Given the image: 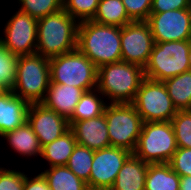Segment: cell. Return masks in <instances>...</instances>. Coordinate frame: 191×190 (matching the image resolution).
I'll use <instances>...</instances> for the list:
<instances>
[{
  "instance_id": "1",
  "label": "cell",
  "mask_w": 191,
  "mask_h": 190,
  "mask_svg": "<svg viewBox=\"0 0 191 190\" xmlns=\"http://www.w3.org/2000/svg\"><path fill=\"white\" fill-rule=\"evenodd\" d=\"M120 37L121 27L83 21L78 24L77 49L99 68L122 61Z\"/></svg>"
},
{
  "instance_id": "2",
  "label": "cell",
  "mask_w": 191,
  "mask_h": 190,
  "mask_svg": "<svg viewBox=\"0 0 191 190\" xmlns=\"http://www.w3.org/2000/svg\"><path fill=\"white\" fill-rule=\"evenodd\" d=\"M78 24L64 9L38 19L36 53L52 58L77 49Z\"/></svg>"
},
{
  "instance_id": "3",
  "label": "cell",
  "mask_w": 191,
  "mask_h": 190,
  "mask_svg": "<svg viewBox=\"0 0 191 190\" xmlns=\"http://www.w3.org/2000/svg\"><path fill=\"white\" fill-rule=\"evenodd\" d=\"M144 78V68L119 61L97 69L96 88L108 103H132Z\"/></svg>"
},
{
  "instance_id": "4",
  "label": "cell",
  "mask_w": 191,
  "mask_h": 190,
  "mask_svg": "<svg viewBox=\"0 0 191 190\" xmlns=\"http://www.w3.org/2000/svg\"><path fill=\"white\" fill-rule=\"evenodd\" d=\"M50 84L49 58L34 53L18 56L12 92L29 104L41 103Z\"/></svg>"
},
{
  "instance_id": "5",
  "label": "cell",
  "mask_w": 191,
  "mask_h": 190,
  "mask_svg": "<svg viewBox=\"0 0 191 190\" xmlns=\"http://www.w3.org/2000/svg\"><path fill=\"white\" fill-rule=\"evenodd\" d=\"M50 83L71 85L84 92L97 86V67L78 49L49 58Z\"/></svg>"
},
{
  "instance_id": "6",
  "label": "cell",
  "mask_w": 191,
  "mask_h": 190,
  "mask_svg": "<svg viewBox=\"0 0 191 190\" xmlns=\"http://www.w3.org/2000/svg\"><path fill=\"white\" fill-rule=\"evenodd\" d=\"M177 150L170 121L143 122L133 155L148 164L169 163Z\"/></svg>"
},
{
  "instance_id": "7",
  "label": "cell",
  "mask_w": 191,
  "mask_h": 190,
  "mask_svg": "<svg viewBox=\"0 0 191 190\" xmlns=\"http://www.w3.org/2000/svg\"><path fill=\"white\" fill-rule=\"evenodd\" d=\"M190 40L155 43L144 67V76L162 81L190 70Z\"/></svg>"
},
{
  "instance_id": "8",
  "label": "cell",
  "mask_w": 191,
  "mask_h": 190,
  "mask_svg": "<svg viewBox=\"0 0 191 190\" xmlns=\"http://www.w3.org/2000/svg\"><path fill=\"white\" fill-rule=\"evenodd\" d=\"M110 146L133 153L143 120L132 103H108L105 111Z\"/></svg>"
},
{
  "instance_id": "9",
  "label": "cell",
  "mask_w": 191,
  "mask_h": 190,
  "mask_svg": "<svg viewBox=\"0 0 191 190\" xmlns=\"http://www.w3.org/2000/svg\"><path fill=\"white\" fill-rule=\"evenodd\" d=\"M143 122L171 121L177 109L164 82L144 78L132 102Z\"/></svg>"
},
{
  "instance_id": "10",
  "label": "cell",
  "mask_w": 191,
  "mask_h": 190,
  "mask_svg": "<svg viewBox=\"0 0 191 190\" xmlns=\"http://www.w3.org/2000/svg\"><path fill=\"white\" fill-rule=\"evenodd\" d=\"M4 25L0 43L17 56L36 53L38 20L19 9Z\"/></svg>"
},
{
  "instance_id": "11",
  "label": "cell",
  "mask_w": 191,
  "mask_h": 190,
  "mask_svg": "<svg viewBox=\"0 0 191 190\" xmlns=\"http://www.w3.org/2000/svg\"><path fill=\"white\" fill-rule=\"evenodd\" d=\"M122 61L145 67L155 44L147 21H132L121 27Z\"/></svg>"
},
{
  "instance_id": "12",
  "label": "cell",
  "mask_w": 191,
  "mask_h": 190,
  "mask_svg": "<svg viewBox=\"0 0 191 190\" xmlns=\"http://www.w3.org/2000/svg\"><path fill=\"white\" fill-rule=\"evenodd\" d=\"M132 155L126 149L109 146L94 151L89 190H110L125 161Z\"/></svg>"
},
{
  "instance_id": "13",
  "label": "cell",
  "mask_w": 191,
  "mask_h": 190,
  "mask_svg": "<svg viewBox=\"0 0 191 190\" xmlns=\"http://www.w3.org/2000/svg\"><path fill=\"white\" fill-rule=\"evenodd\" d=\"M147 22L155 43L191 40V14L187 8L150 13Z\"/></svg>"
},
{
  "instance_id": "14",
  "label": "cell",
  "mask_w": 191,
  "mask_h": 190,
  "mask_svg": "<svg viewBox=\"0 0 191 190\" xmlns=\"http://www.w3.org/2000/svg\"><path fill=\"white\" fill-rule=\"evenodd\" d=\"M27 122L38 137L41 147L58 139L70 129L67 119L42 103L29 105Z\"/></svg>"
},
{
  "instance_id": "15",
  "label": "cell",
  "mask_w": 191,
  "mask_h": 190,
  "mask_svg": "<svg viewBox=\"0 0 191 190\" xmlns=\"http://www.w3.org/2000/svg\"><path fill=\"white\" fill-rule=\"evenodd\" d=\"M77 144L91 150H100L110 146L105 114L88 120L75 121L70 125Z\"/></svg>"
},
{
  "instance_id": "16",
  "label": "cell",
  "mask_w": 191,
  "mask_h": 190,
  "mask_svg": "<svg viewBox=\"0 0 191 190\" xmlns=\"http://www.w3.org/2000/svg\"><path fill=\"white\" fill-rule=\"evenodd\" d=\"M83 93L84 91L81 88L50 83L41 103L69 120Z\"/></svg>"
},
{
  "instance_id": "17",
  "label": "cell",
  "mask_w": 191,
  "mask_h": 190,
  "mask_svg": "<svg viewBox=\"0 0 191 190\" xmlns=\"http://www.w3.org/2000/svg\"><path fill=\"white\" fill-rule=\"evenodd\" d=\"M29 103L8 90L0 97V136L27 121Z\"/></svg>"
},
{
  "instance_id": "18",
  "label": "cell",
  "mask_w": 191,
  "mask_h": 190,
  "mask_svg": "<svg viewBox=\"0 0 191 190\" xmlns=\"http://www.w3.org/2000/svg\"><path fill=\"white\" fill-rule=\"evenodd\" d=\"M148 166L132 154L119 170L110 190H144Z\"/></svg>"
},
{
  "instance_id": "19",
  "label": "cell",
  "mask_w": 191,
  "mask_h": 190,
  "mask_svg": "<svg viewBox=\"0 0 191 190\" xmlns=\"http://www.w3.org/2000/svg\"><path fill=\"white\" fill-rule=\"evenodd\" d=\"M19 156L30 159V157H41L42 147L39 139L33 132L31 125L26 121L22 126L8 131L1 136Z\"/></svg>"
},
{
  "instance_id": "20",
  "label": "cell",
  "mask_w": 191,
  "mask_h": 190,
  "mask_svg": "<svg viewBox=\"0 0 191 190\" xmlns=\"http://www.w3.org/2000/svg\"><path fill=\"white\" fill-rule=\"evenodd\" d=\"M76 145L74 133L69 129L58 139L43 146L41 157L48 162L49 167L67 165Z\"/></svg>"
},
{
  "instance_id": "21",
  "label": "cell",
  "mask_w": 191,
  "mask_h": 190,
  "mask_svg": "<svg viewBox=\"0 0 191 190\" xmlns=\"http://www.w3.org/2000/svg\"><path fill=\"white\" fill-rule=\"evenodd\" d=\"M180 176L169 163L149 164L144 190H180Z\"/></svg>"
},
{
  "instance_id": "22",
  "label": "cell",
  "mask_w": 191,
  "mask_h": 190,
  "mask_svg": "<svg viewBox=\"0 0 191 190\" xmlns=\"http://www.w3.org/2000/svg\"><path fill=\"white\" fill-rule=\"evenodd\" d=\"M104 98V95L97 88L84 92L74 109L72 117L68 120L69 125L75 121L88 120L104 114L108 104Z\"/></svg>"
},
{
  "instance_id": "23",
  "label": "cell",
  "mask_w": 191,
  "mask_h": 190,
  "mask_svg": "<svg viewBox=\"0 0 191 190\" xmlns=\"http://www.w3.org/2000/svg\"><path fill=\"white\" fill-rule=\"evenodd\" d=\"M51 190H89L87 183L77 177L66 165L41 171Z\"/></svg>"
},
{
  "instance_id": "24",
  "label": "cell",
  "mask_w": 191,
  "mask_h": 190,
  "mask_svg": "<svg viewBox=\"0 0 191 190\" xmlns=\"http://www.w3.org/2000/svg\"><path fill=\"white\" fill-rule=\"evenodd\" d=\"M167 92L177 110L191 107V70L164 81Z\"/></svg>"
},
{
  "instance_id": "25",
  "label": "cell",
  "mask_w": 191,
  "mask_h": 190,
  "mask_svg": "<svg viewBox=\"0 0 191 190\" xmlns=\"http://www.w3.org/2000/svg\"><path fill=\"white\" fill-rule=\"evenodd\" d=\"M92 21L118 27L132 22L121 0H100Z\"/></svg>"
},
{
  "instance_id": "26",
  "label": "cell",
  "mask_w": 191,
  "mask_h": 190,
  "mask_svg": "<svg viewBox=\"0 0 191 190\" xmlns=\"http://www.w3.org/2000/svg\"><path fill=\"white\" fill-rule=\"evenodd\" d=\"M93 158L94 150L77 144L66 165L77 177L87 183L88 189Z\"/></svg>"
},
{
  "instance_id": "27",
  "label": "cell",
  "mask_w": 191,
  "mask_h": 190,
  "mask_svg": "<svg viewBox=\"0 0 191 190\" xmlns=\"http://www.w3.org/2000/svg\"><path fill=\"white\" fill-rule=\"evenodd\" d=\"M20 11L35 19L46 17L63 9V0H17Z\"/></svg>"
},
{
  "instance_id": "28",
  "label": "cell",
  "mask_w": 191,
  "mask_h": 190,
  "mask_svg": "<svg viewBox=\"0 0 191 190\" xmlns=\"http://www.w3.org/2000/svg\"><path fill=\"white\" fill-rule=\"evenodd\" d=\"M170 122L177 147L191 148V113L188 110H177Z\"/></svg>"
},
{
  "instance_id": "29",
  "label": "cell",
  "mask_w": 191,
  "mask_h": 190,
  "mask_svg": "<svg viewBox=\"0 0 191 190\" xmlns=\"http://www.w3.org/2000/svg\"><path fill=\"white\" fill-rule=\"evenodd\" d=\"M100 0H63V9L78 23L92 20Z\"/></svg>"
},
{
  "instance_id": "30",
  "label": "cell",
  "mask_w": 191,
  "mask_h": 190,
  "mask_svg": "<svg viewBox=\"0 0 191 190\" xmlns=\"http://www.w3.org/2000/svg\"><path fill=\"white\" fill-rule=\"evenodd\" d=\"M17 63L18 56L12 54L0 43V83L9 90L15 83Z\"/></svg>"
},
{
  "instance_id": "31",
  "label": "cell",
  "mask_w": 191,
  "mask_h": 190,
  "mask_svg": "<svg viewBox=\"0 0 191 190\" xmlns=\"http://www.w3.org/2000/svg\"><path fill=\"white\" fill-rule=\"evenodd\" d=\"M25 172L0 166V190H23Z\"/></svg>"
},
{
  "instance_id": "32",
  "label": "cell",
  "mask_w": 191,
  "mask_h": 190,
  "mask_svg": "<svg viewBox=\"0 0 191 190\" xmlns=\"http://www.w3.org/2000/svg\"><path fill=\"white\" fill-rule=\"evenodd\" d=\"M132 21H147L153 0H121Z\"/></svg>"
},
{
  "instance_id": "33",
  "label": "cell",
  "mask_w": 191,
  "mask_h": 190,
  "mask_svg": "<svg viewBox=\"0 0 191 190\" xmlns=\"http://www.w3.org/2000/svg\"><path fill=\"white\" fill-rule=\"evenodd\" d=\"M169 164L180 177L191 176V148L177 147Z\"/></svg>"
},
{
  "instance_id": "34",
  "label": "cell",
  "mask_w": 191,
  "mask_h": 190,
  "mask_svg": "<svg viewBox=\"0 0 191 190\" xmlns=\"http://www.w3.org/2000/svg\"><path fill=\"white\" fill-rule=\"evenodd\" d=\"M188 8V0H153L150 13Z\"/></svg>"
},
{
  "instance_id": "35",
  "label": "cell",
  "mask_w": 191,
  "mask_h": 190,
  "mask_svg": "<svg viewBox=\"0 0 191 190\" xmlns=\"http://www.w3.org/2000/svg\"><path fill=\"white\" fill-rule=\"evenodd\" d=\"M23 190H51L49 188L48 182L42 173L34 175V177L25 176V184Z\"/></svg>"
},
{
  "instance_id": "36",
  "label": "cell",
  "mask_w": 191,
  "mask_h": 190,
  "mask_svg": "<svg viewBox=\"0 0 191 190\" xmlns=\"http://www.w3.org/2000/svg\"><path fill=\"white\" fill-rule=\"evenodd\" d=\"M180 190H191V176L180 177Z\"/></svg>"
},
{
  "instance_id": "37",
  "label": "cell",
  "mask_w": 191,
  "mask_h": 190,
  "mask_svg": "<svg viewBox=\"0 0 191 190\" xmlns=\"http://www.w3.org/2000/svg\"><path fill=\"white\" fill-rule=\"evenodd\" d=\"M9 89L4 86L2 83H0V97L4 95Z\"/></svg>"
},
{
  "instance_id": "38",
  "label": "cell",
  "mask_w": 191,
  "mask_h": 190,
  "mask_svg": "<svg viewBox=\"0 0 191 190\" xmlns=\"http://www.w3.org/2000/svg\"><path fill=\"white\" fill-rule=\"evenodd\" d=\"M189 63H190V70H191V40H190V50H189Z\"/></svg>"
},
{
  "instance_id": "39",
  "label": "cell",
  "mask_w": 191,
  "mask_h": 190,
  "mask_svg": "<svg viewBox=\"0 0 191 190\" xmlns=\"http://www.w3.org/2000/svg\"><path fill=\"white\" fill-rule=\"evenodd\" d=\"M188 11L191 14V0H188Z\"/></svg>"
}]
</instances>
